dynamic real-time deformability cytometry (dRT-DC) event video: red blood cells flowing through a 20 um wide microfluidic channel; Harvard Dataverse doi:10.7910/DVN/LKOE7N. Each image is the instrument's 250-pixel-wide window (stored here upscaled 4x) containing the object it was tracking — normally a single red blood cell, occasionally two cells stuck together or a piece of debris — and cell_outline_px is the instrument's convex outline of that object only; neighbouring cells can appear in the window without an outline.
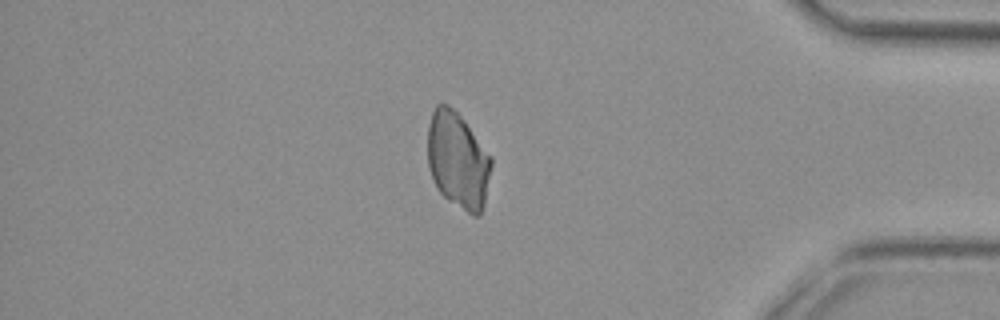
{"species": "common noctule bat (a hibernating species)", "species_latin": "Nyctalus noctula", "temperature_condition": "cold", "stored_images_in_passage": 39, "camera_frame_rate_fps": 3000, "um_per_image_px": 0.085, "animal": {"sex": "female", "body_mass_g": 29.2, "forearm_length_mm": 56.3}, "frame": {"image": 1, "passage_image": 31, "time_ms": 10.0, "image_size_px": [1000, 320], "cell_outline_px": [[492, 164], [484, 204], [480, 216], [472, 216], [448, 200], [440, 192], [432, 176], [428, 164], [428, 124], [432, 112], [436, 104], [448, 104], [460, 116], [492, 156]], "centroid_in_image_um": [38.92, 13.63], "position_along_channel_um": 396.3, "area_um2": 35.6}}